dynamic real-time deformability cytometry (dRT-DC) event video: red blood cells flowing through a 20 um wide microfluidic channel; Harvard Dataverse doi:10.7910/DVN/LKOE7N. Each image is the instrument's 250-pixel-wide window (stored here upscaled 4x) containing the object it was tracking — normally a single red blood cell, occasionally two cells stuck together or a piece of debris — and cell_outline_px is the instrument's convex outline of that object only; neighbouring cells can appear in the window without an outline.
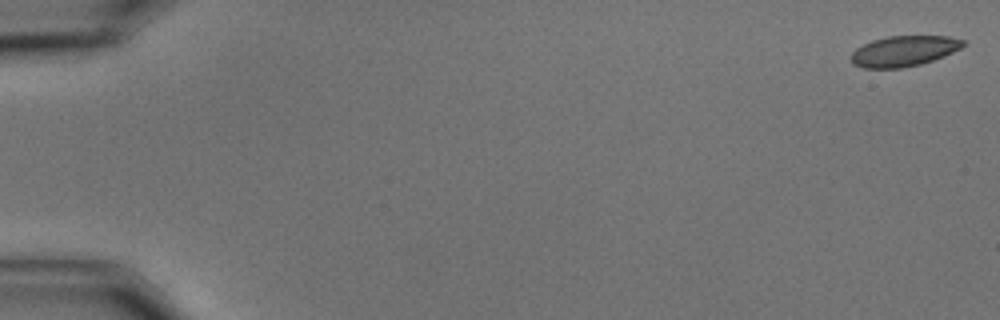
{"species": "common noctule bat (a hibernating species)", "species_latin": "Nyctalus noctula", "temperature_condition": "cold", "stored_images_in_passage": 22, "camera_frame_rate_fps": 3000, "um_per_image_px": 0.085, "animal": {"sex": "male", "body_mass_g": 15.6}, "frame": {"image": 1, "passage_image": 1, "time_ms": 0.0, "image_size_px": [1000, 320], "cell_outline_px": [[968, 44], [944, 56], [920, 64], [900, 68], [864, 68], [852, 64], [852, 52], [856, 48], [872, 40], [888, 36], [948, 36], [964, 40]], "centroid_in_image_um": [76.84, 4.33], "position_along_channel_um": 8.2, "area_um2": 19.88}}
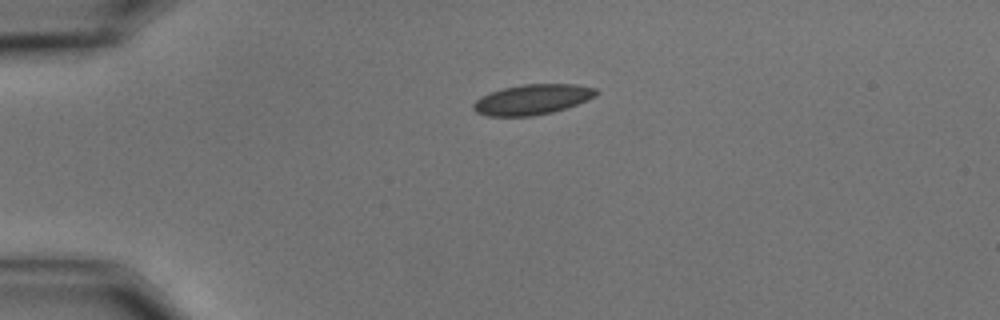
{"frame": {"image": 2, "passage_image": 14, "time_ms": 4.333, "image_size_px": [1000, 320], "cell_outline_px": [[600, 92], [596, 96], [588, 100], [552, 112], [532, 116], [488, 116], [476, 112], [472, 108], [472, 104], [480, 96], [488, 92], [504, 88], [524, 84], [576, 84], [596, 88]], "centroid_in_image_um": [45.24, 8.45], "position_along_channel_um": 39.8, "area_um2": 21.73}}